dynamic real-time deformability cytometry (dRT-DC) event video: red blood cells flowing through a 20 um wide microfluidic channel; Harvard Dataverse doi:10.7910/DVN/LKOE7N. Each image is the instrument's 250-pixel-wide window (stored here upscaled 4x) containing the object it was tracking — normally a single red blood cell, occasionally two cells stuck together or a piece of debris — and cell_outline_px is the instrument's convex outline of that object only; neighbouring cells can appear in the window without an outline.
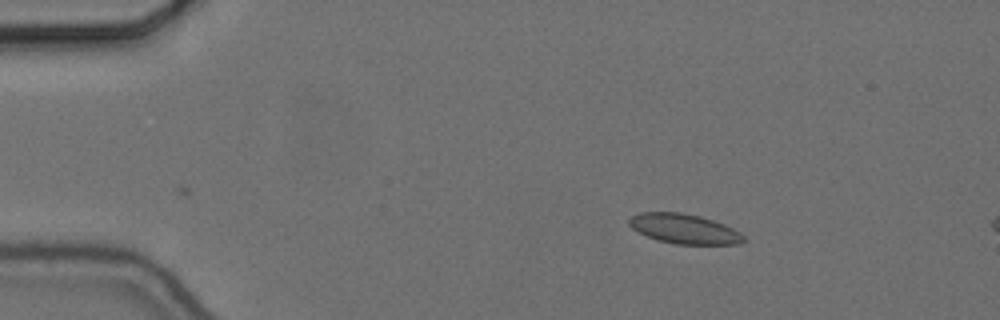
{"species": "common noctule bat (a hibernating species)", "species_latin": "Nyctalus noctula", "temperature_condition": "cold", "stored_images_in_passage": 45, "camera_frame_rate_fps": 3000, "um_per_image_px": 0.085, "animal": {"sex": "female", "body_mass_g": 24.6, "forearm_length_mm": 56.2}, "frame": {"image": 1, "passage_image": 2, "time_ms": 0.333, "image_size_px": [1000, 320], "cell_outline_px": [[748, 240], [740, 244], [676, 244], [660, 240], [648, 236], [632, 228], [628, 224], [628, 220], [632, 216], [640, 212], [680, 212], [700, 216], [724, 224], [740, 232]], "centroid_in_image_um": [58.19, 19.45], "position_along_channel_um": 26.8, "area_um2": 19.77}}
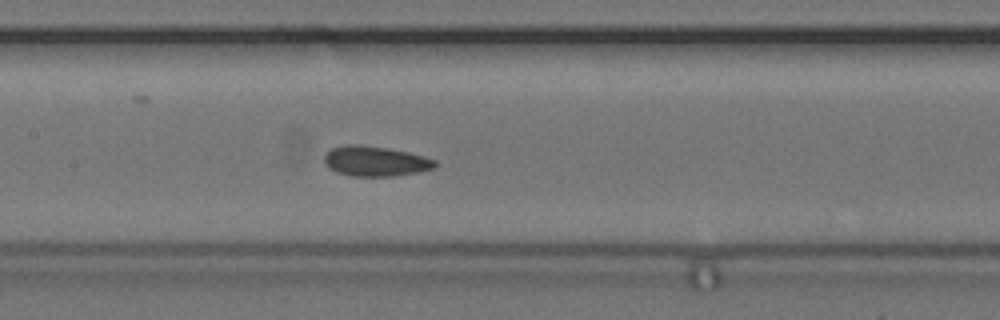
{"frame": {"image": 2, "passage_image": 20, "time_ms": 6.333, "image_size_px": [1000, 320], "cell_outline_px": [[436, 164], [432, 168], [420, 172], [392, 176], [348, 176], [336, 172], [328, 168], [324, 164], [324, 156], [332, 148], [344, 144], [356, 144], [388, 148], [408, 152], [424, 156], [436, 160]], "centroid_in_image_um": [31.87, 13.7], "position_along_channel_um": 175.5, "area_um2": 19.54}}
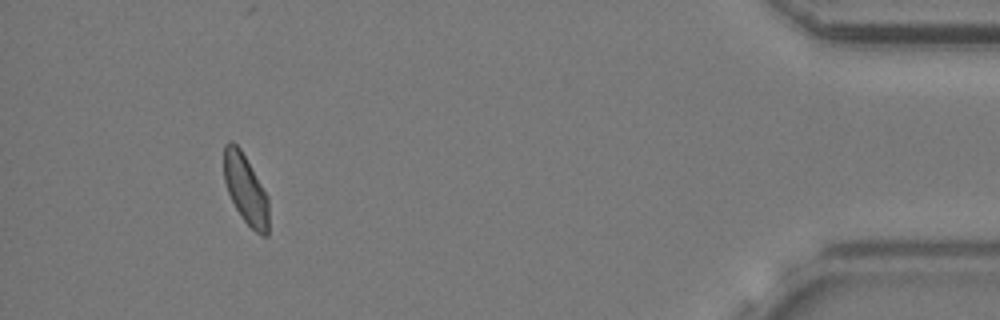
{"frame": {"image": 3, "passage_image": 45, "time_ms": 14.667, "image_size_px": [1000, 320], "cell_outline_px": [[268, 236], [264, 236], [256, 232], [240, 216], [228, 192], [224, 180], [224, 144], [228, 140], [232, 140], [240, 148], [268, 196]], "centroid_in_image_um": [20.87, 16.07], "position_along_channel_um": 414.3, "area_um2": 18.03}, "authors_computed_cell_mechanics": {"area_um2": 19.2474, "velocity_mm_per_s": 3.6394, "shape_relaxation_time_tau1_ms": 8.7534, "shape_relaxation_time_tau2_ms": 1.8804, "deformation_change_tau1": 0.104, "deformation_change_tau2": 0.069}}